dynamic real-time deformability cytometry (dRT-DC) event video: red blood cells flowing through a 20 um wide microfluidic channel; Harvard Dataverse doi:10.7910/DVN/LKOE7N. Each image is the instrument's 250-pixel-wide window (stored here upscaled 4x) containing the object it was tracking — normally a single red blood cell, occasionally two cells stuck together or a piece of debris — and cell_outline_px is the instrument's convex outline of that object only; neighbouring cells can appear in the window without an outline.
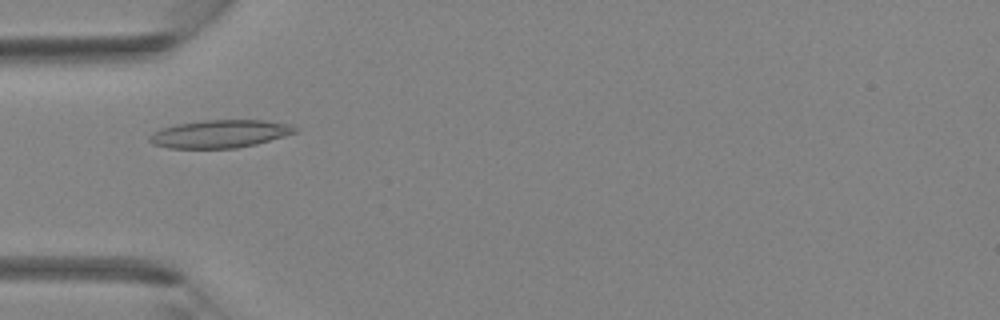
{"species": "Egyptian fruit bat (a non-hibernating species)", "species_latin": "Rousettus aegyptiacus", "temperature_condition": "room temperature", "stored_images_in_passage": 2, "camera_frame_rate_fps": 3000, "um_per_image_px": 0.085, "animal": {"sex": "female"}, "frame": {"image": 1, "passage_image": 2, "time_ms": 0.333, "image_size_px": [1000, 320], "cell_outline_px": [[300, 128], [296, 132], [284, 136], [256, 144], [236, 148], [168, 148], [152, 144], [148, 140], [148, 136], [152, 132], [160, 128], [176, 124], [204, 120], [264, 120], [292, 124]], "centroid_in_image_um": [18.68, 11.37], "position_along_channel_um": 66.3, "area_um2": 23.87}}